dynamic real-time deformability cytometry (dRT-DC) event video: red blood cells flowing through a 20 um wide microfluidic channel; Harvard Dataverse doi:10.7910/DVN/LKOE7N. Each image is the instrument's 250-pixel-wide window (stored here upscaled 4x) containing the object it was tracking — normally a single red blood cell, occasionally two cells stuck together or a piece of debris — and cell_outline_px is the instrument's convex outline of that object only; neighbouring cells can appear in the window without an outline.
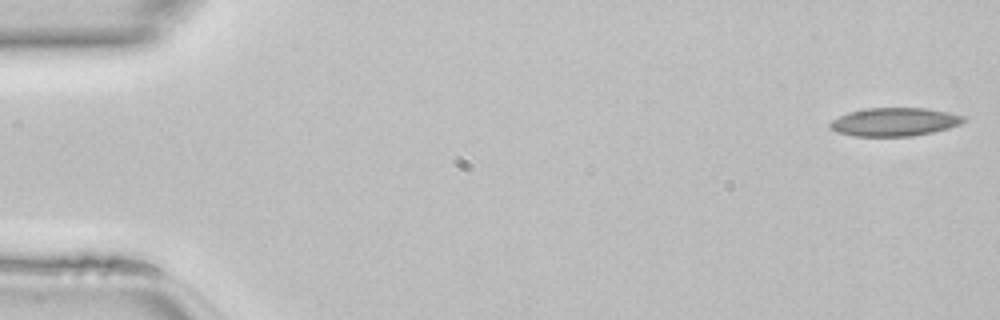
{"species": "common noctule bat (a hibernating species)", "species_latin": "Nyctalus noctula", "temperature_condition": "room temperature", "stored_images_in_passage": 46, "camera_frame_rate_fps": 3000, "um_per_image_px": 0.085, "animal": {"sex": "female", "body_mass_g": 22.7, "forearm_length_mm": 54.2}, "frame": {"image": 1, "passage_image": 1, "time_ms": 0.0, "image_size_px": [1000, 320], "cell_outline_px": [[968, 120], [960, 124], [948, 128], [932, 132], [912, 136], [856, 136], [836, 132], [828, 124], [832, 120], [848, 112], [868, 108], [928, 108], [948, 112], [964, 116]], "centroid_in_image_um": [76.05, 10.36], "position_along_channel_um": 8.9, "area_um2": 22.02}}
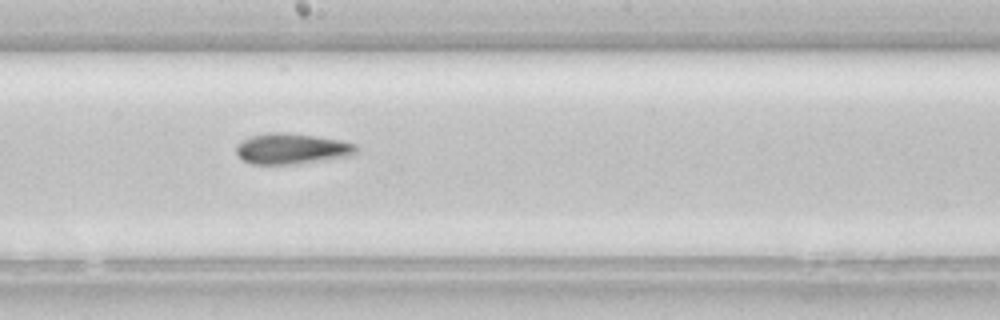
{"frame": {"image": 2, "passage_image": 25, "time_ms": 8.0, "image_size_px": [1000, 320], "cell_outline_px": [[356, 152], [352, 156], [292, 164], [252, 164], [244, 160], [236, 152], [236, 144], [252, 136], [268, 132], [284, 132], [316, 136], [340, 140], [356, 144]], "centroid_in_image_um": [24.81, 12.63], "position_along_channel_um": 223.4, "area_um2": 21.33}}
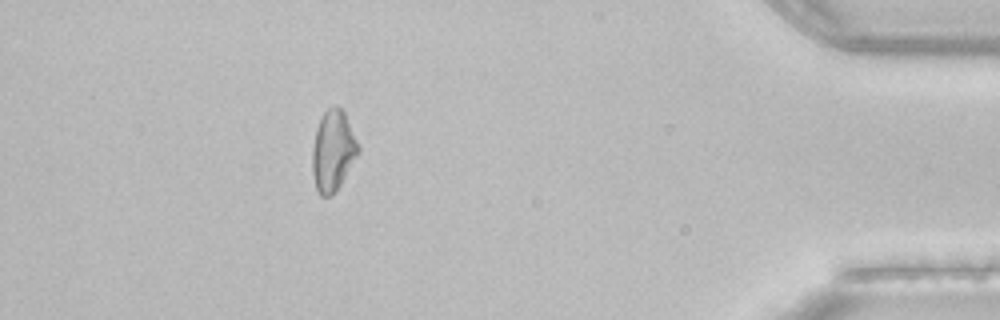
{"frame": {"image": 3, "passage_image": 41, "time_ms": 13.333, "image_size_px": [1000, 320], "cell_outline_px": [[360, 152], [336, 192], [332, 196], [320, 196], [316, 188], [312, 172], [312, 148], [316, 128], [324, 112], [328, 108], [336, 104], [344, 112], [360, 148]], "centroid_in_image_um": [28.3, 12.84], "position_along_channel_um": 406.9, "area_um2": 21.68}}